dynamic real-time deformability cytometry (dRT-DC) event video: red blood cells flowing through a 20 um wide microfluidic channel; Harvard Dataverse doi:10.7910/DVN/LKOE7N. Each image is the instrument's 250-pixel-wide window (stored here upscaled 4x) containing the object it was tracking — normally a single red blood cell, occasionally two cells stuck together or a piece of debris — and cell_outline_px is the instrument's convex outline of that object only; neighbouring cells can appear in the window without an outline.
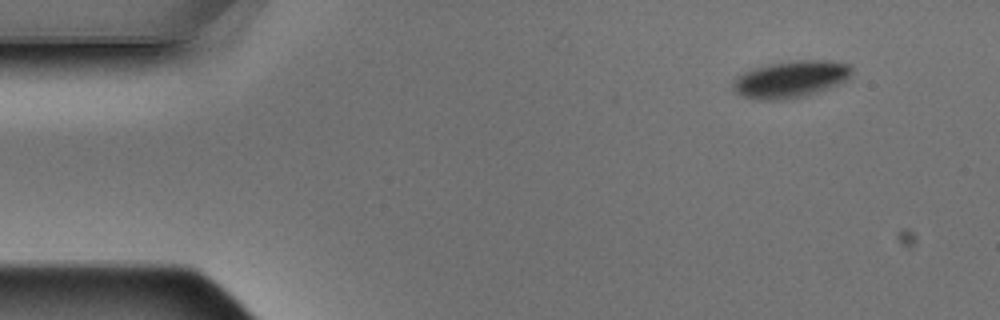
{"species": "Egyptian fruit bat (a non-hibernating species)", "species_latin": "Rousettus aegyptiacus", "temperature_condition": "warm", "stored_images_in_passage": 4, "camera_frame_rate_fps": 3000, "um_per_image_px": 0.085, "animal": {"sex": "male"}, "frame": {"image": 1, "passage_image": 1, "time_ms": 0.0, "image_size_px": [1000, 320], "cell_outline_px": [[852, 72], [848, 80], [840, 84], [804, 96], [780, 100], [756, 100], [740, 96], [732, 88], [732, 84], [736, 76], [744, 72], [768, 64], [800, 60], [832, 60], [852, 64]], "centroid_in_image_um": [67.23, 6.73], "position_along_channel_um": 17.8, "area_um2": 25.78}}
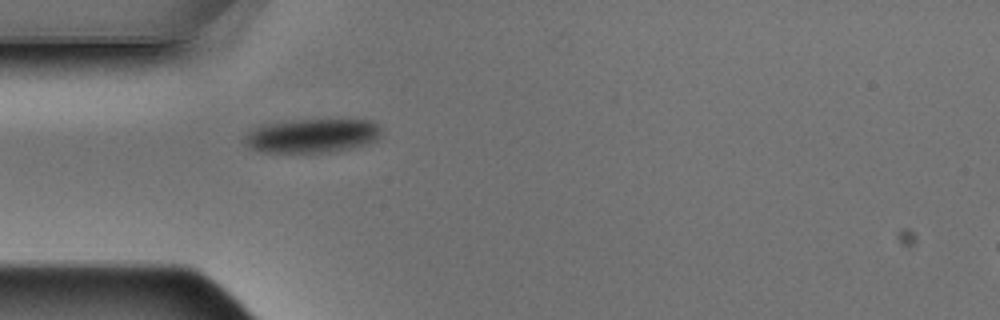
{"frame": {"image": 2, "passage_image": 4, "time_ms": 1.0, "image_size_px": [1000, 320], "cell_outline_px": [[380, 136], [376, 140], [352, 148], [328, 152], [260, 152], [252, 148], [244, 140], [244, 136], [252, 128], [264, 124], [296, 120], [372, 120], [380, 128]], "centroid_in_image_um": [26.52, 11.53], "position_along_channel_um": 58.5, "area_um2": 26.82}}